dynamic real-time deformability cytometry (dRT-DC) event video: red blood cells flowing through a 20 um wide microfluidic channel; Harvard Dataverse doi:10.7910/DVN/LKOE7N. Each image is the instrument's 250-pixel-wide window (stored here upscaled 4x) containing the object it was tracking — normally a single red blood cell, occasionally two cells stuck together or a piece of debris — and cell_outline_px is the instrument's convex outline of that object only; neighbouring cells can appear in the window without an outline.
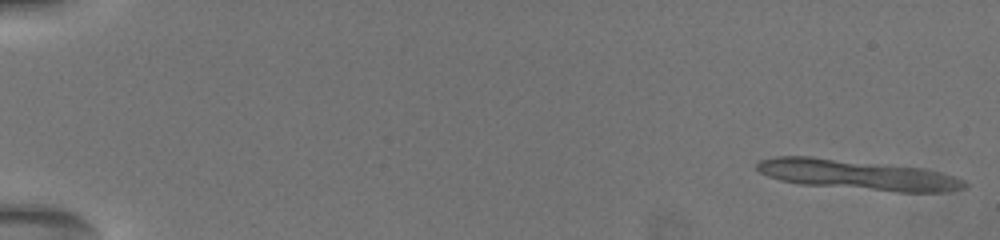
{"species": "common noctule bat (a hibernating species)", "species_latin": "Nyctalus noctula", "temperature_condition": "warm", "stored_images_in_passage": 14, "camera_frame_rate_fps": 3000, "um_per_image_px": 0.085, "animal": {"sex": "female", "body_mass_g": 19.5, "forearm_length_mm": 54.1}, "frame": {"image": 1, "passage_image": 1, "time_ms": 0.0, "image_size_px": [1000, 240], "cell_outline_px": [[968, 184], [964, 188], [944, 192], [896, 192], [800, 184], [780, 180], [768, 176], [760, 172], [756, 168], [756, 164], [760, 160], [776, 156], [812, 156], [924, 168], [952, 176]], "centroid_in_image_um": [72.84, 14.85], "position_along_channel_um": 12.2, "area_um2": 36.3}}